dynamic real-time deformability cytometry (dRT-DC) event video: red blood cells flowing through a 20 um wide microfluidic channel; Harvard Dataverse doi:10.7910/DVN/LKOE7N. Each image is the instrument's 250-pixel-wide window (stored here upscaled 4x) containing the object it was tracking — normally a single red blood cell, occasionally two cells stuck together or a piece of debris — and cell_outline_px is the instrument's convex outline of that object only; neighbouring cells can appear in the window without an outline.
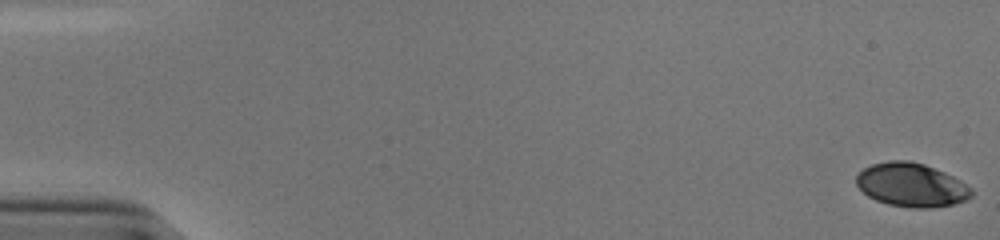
{"species": "human", "species_latin": "Homo sapiens", "temperature_condition": "cold", "stored_images_in_passage": 54, "camera_frame_rate_fps": 3000, "um_per_image_px": 0.085, "donor": {"sex": "male"}, "frame": {"image": 1, "passage_image": 1, "time_ms": 0.0, "image_size_px": [1000, 240], "cell_outline_px": [[972, 196], [964, 200], [952, 204], [928, 208], [912, 208], [888, 204], [876, 200], [868, 196], [856, 184], [856, 176], [864, 168], [872, 164], [888, 160], [908, 160], [924, 164], [944, 172], [960, 180], [972, 188]], "centroid_in_image_um": [77.46, 15.71], "position_along_channel_um": 7.5, "area_um2": 29.19}}
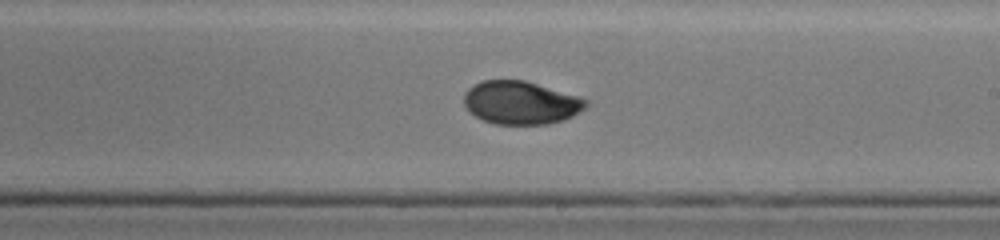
{"frame": {"image": 2, "passage_image": 33, "time_ms": 10.667, "image_size_px": [1000, 240], "cell_outline_px": [[588, 104], [580, 112], [564, 120], [548, 124], [496, 124], [484, 120], [468, 112], [464, 104], [464, 92], [468, 88], [484, 80], [524, 80], [576, 96], [588, 100]], "centroid_in_image_um": [44.24, 8.74], "position_along_channel_um": 244.8, "area_um2": 30.46}}
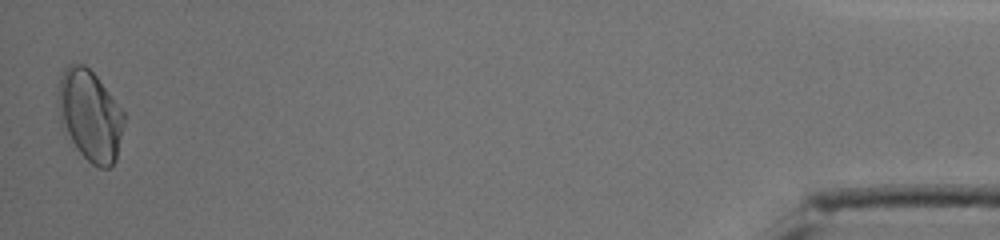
{"frame": {"image": 3, "passage_image": 54, "time_ms": 17.667, "image_size_px": [1000, 240], "cell_outline_px": [[124, 124], [116, 160], [108, 168], [100, 168], [92, 164], [76, 148], [60, 124], [56, 104], [56, 96], [60, 76], [64, 68], [68, 64], [84, 64], [96, 76], [124, 112]], "centroid_in_image_um": [7.61, 9.8], "position_along_channel_um": 427.6, "area_um2": 35.08}, "authors_computed_cell_mechanics": {"area_um2": 30.8363, "velocity_mm_per_s": 3.8245, "shape_relaxation_time_tau1_ms": 9.985, "shape_relaxation_time_tau2_ms": 1.5587, "deformation_change_tau1": 0.2174, "deformation_change_tau2": 0.0386}}